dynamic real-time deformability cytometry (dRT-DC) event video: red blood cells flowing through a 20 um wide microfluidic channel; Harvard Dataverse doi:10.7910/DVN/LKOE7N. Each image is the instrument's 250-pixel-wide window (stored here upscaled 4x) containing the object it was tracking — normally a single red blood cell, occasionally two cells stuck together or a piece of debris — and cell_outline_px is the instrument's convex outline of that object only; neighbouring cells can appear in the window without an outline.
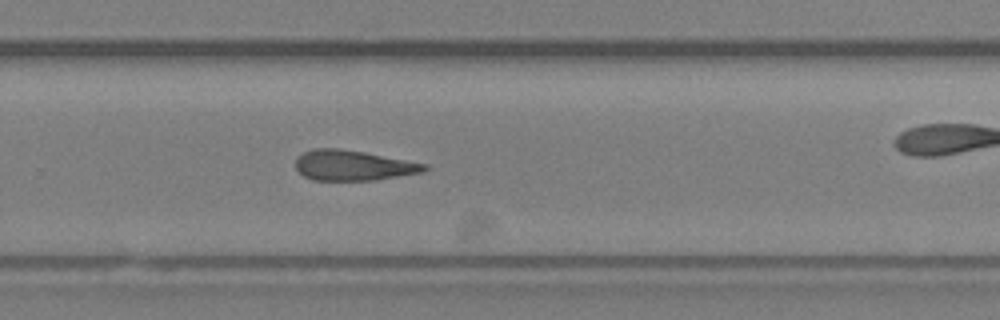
{"species": "Egyptian fruit bat (a non-hibernating species)", "species_latin": "Rousettus aegyptiacus", "temperature_condition": "room temperature", "stored_images_in_passage": 19, "camera_frame_rate_fps": 3000, "um_per_image_px": 0.085, "animal": {"sex": "female"}, "frame": {"image": 1, "passage_image": 16, "time_ms": 5.0, "image_size_px": [1000, 320], "cell_outline_px": [[428, 168], [424, 172], [376, 180], [312, 180], [304, 176], [296, 168], [296, 160], [304, 152], [312, 148], [336, 148], [364, 152], [428, 164]], "centroid_in_image_um": [30.04, 14.06], "position_along_channel_um": 299.8, "area_um2": 22.66}}